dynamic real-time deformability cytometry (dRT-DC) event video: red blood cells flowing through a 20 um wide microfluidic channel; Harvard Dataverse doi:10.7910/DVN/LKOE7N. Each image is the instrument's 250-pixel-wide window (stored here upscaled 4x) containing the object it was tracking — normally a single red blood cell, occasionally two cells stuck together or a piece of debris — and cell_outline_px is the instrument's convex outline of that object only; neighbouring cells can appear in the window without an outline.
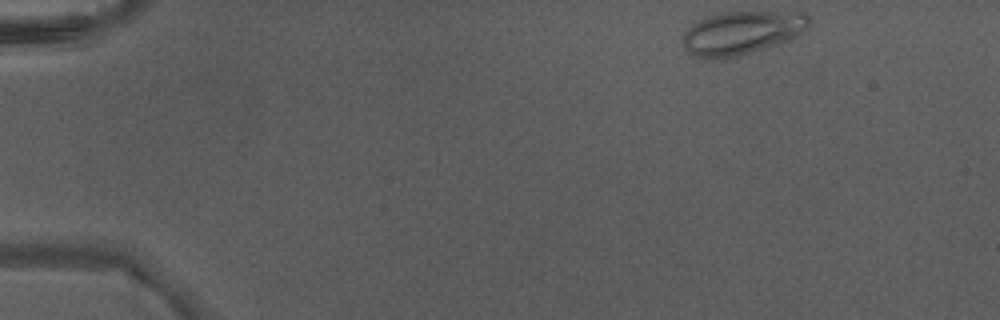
{"species": "Egyptian fruit bat (a non-hibernating species)", "species_latin": "Rousettus aegyptiacus", "temperature_condition": "warm", "stored_images_in_passage": 39, "camera_frame_rate_fps": 3000, "um_per_image_px": 0.085, "animal": {"sex": "male"}, "frame": {"image": 1, "passage_image": 1, "time_ms": 0.0, "image_size_px": [1000, 320], "cell_outline_px": [[808, 28], [804, 32], [796, 36], [752, 52], [732, 56], [696, 56], [688, 52], [684, 48], [680, 40], [684, 32], [692, 24], [704, 16], [724, 12], [804, 12], [808, 16]], "centroid_in_image_um": [63.02, 2.74], "position_along_channel_um": 22.0, "area_um2": 31.27}}
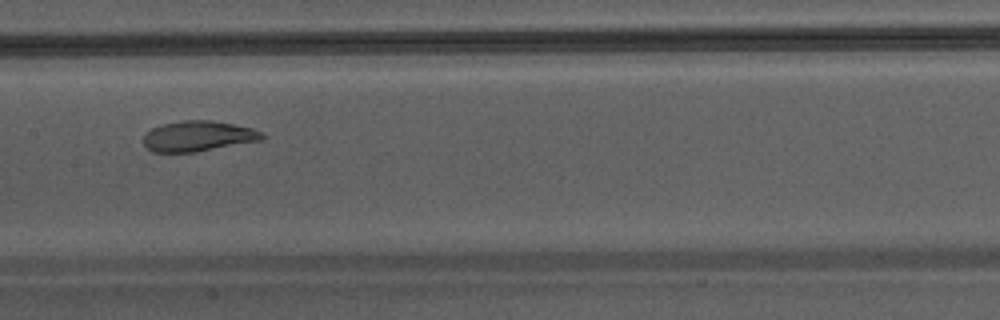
{"frame": {"image": 2, "passage_image": 20, "time_ms": 6.333, "image_size_px": [1000, 320], "cell_outline_px": [[264, 140], [196, 152], [152, 152], [144, 144], [144, 136], [152, 128], [164, 124], [184, 120], [208, 120], [232, 124], [252, 128], [264, 132]], "centroid_in_image_um": [16.89, 11.58], "position_along_channel_um": 190.5, "area_um2": 20.98}}
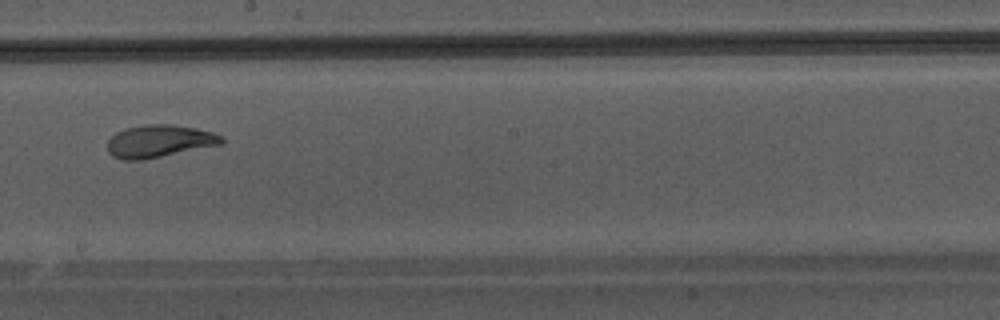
{"frame": {"image": 3, "passage_image": 23, "time_ms": 7.333, "image_size_px": [1000, 320], "cell_outline_px": [[224, 144], [144, 160], [120, 160], [112, 156], [108, 152], [108, 140], [116, 132], [124, 128], [144, 124], [172, 124], [196, 128], [212, 132], [220, 136], [224, 140]], "centroid_in_image_um": [13.52, 12.0], "position_along_channel_um": 234.7, "area_um2": 21.91}}